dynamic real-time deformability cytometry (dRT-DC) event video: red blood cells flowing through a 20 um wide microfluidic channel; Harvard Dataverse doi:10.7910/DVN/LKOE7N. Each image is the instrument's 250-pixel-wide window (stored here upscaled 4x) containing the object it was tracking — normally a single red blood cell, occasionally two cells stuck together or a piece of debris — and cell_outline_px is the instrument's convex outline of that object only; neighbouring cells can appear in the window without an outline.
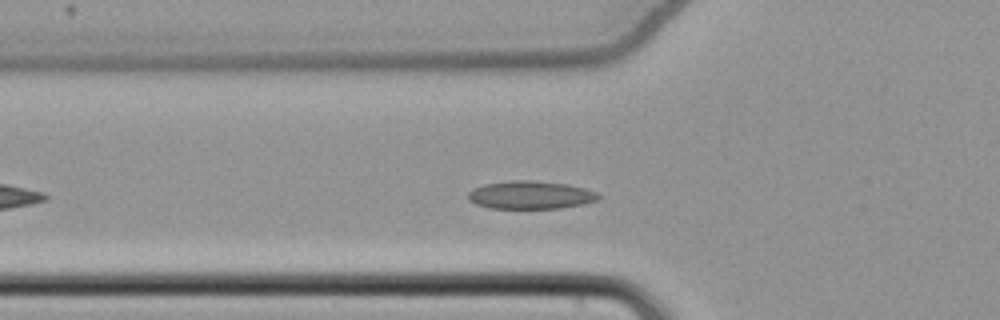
{"species": "common noctule bat (a hibernating species)", "species_latin": "Nyctalus noctula", "temperature_condition": "cold", "stored_images_in_passage": 44, "camera_frame_rate_fps": 3000, "um_per_image_px": 0.085, "animal": {"sex": "female", "body_mass_g": 22.7, "forearm_length_mm": 54.2}, "frame": {"image": 1, "passage_image": 9, "time_ms": 2.667, "image_size_px": [1000, 320], "cell_outline_px": [[600, 200], [584, 204], [560, 208], [492, 208], [476, 204], [468, 200], [468, 192], [472, 188], [484, 184], [512, 180], [532, 180], [564, 184], [584, 188], [596, 192], [600, 196]], "centroid_in_image_um": [45.08, 16.57], "position_along_channel_um": 80.7, "area_um2": 21.27}}
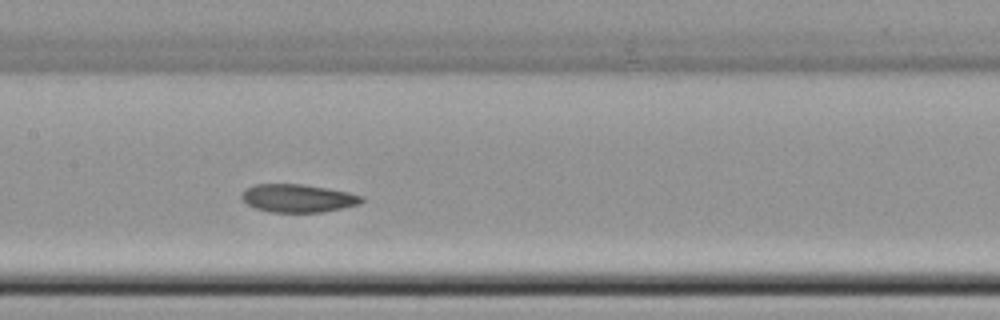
{"frame": {"image": 2, "passage_image": 17, "time_ms": 5.333, "image_size_px": [1000, 320], "cell_outline_px": [[364, 200], [360, 204], [324, 212], [272, 212], [256, 208], [248, 204], [240, 196], [248, 188], [256, 184], [300, 184], [348, 192], [364, 196]], "centroid_in_image_um": [25.37, 16.85], "position_along_channel_um": 182.0, "area_um2": 19.36}}
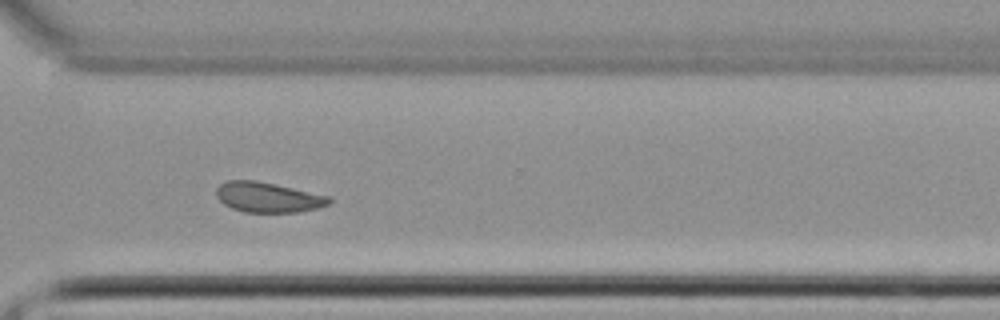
{"frame": {"image": 3, "passage_image": 30, "time_ms": 9.667, "image_size_px": [1000, 320], "cell_outline_px": [[332, 200], [328, 204], [316, 208], [296, 212], [244, 212], [232, 208], [224, 204], [216, 196], [216, 188], [224, 180], [256, 180], [332, 196]], "centroid_in_image_um": [22.77, 16.75], "position_along_channel_um": 347.8, "area_um2": 19.88}, "authors_computed_cell_mechanics": {"area_um2": 20.2011, "velocity_mm_per_s": 3.816, "shape_relaxation_time_tau1_ms": null, "shape_relaxation_time_tau2_ms": 2.8739, "deformation_change_tau1": null, "deformation_change_tau2": 0.0633}}